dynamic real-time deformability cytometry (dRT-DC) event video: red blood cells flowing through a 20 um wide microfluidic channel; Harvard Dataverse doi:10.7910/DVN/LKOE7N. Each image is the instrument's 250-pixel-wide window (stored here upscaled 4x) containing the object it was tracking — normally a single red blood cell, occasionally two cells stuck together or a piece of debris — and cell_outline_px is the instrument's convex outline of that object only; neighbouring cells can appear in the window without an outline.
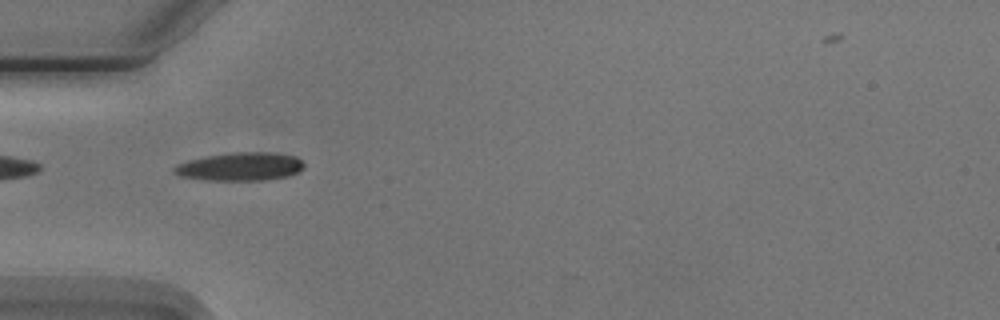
{"species": "Egyptian fruit bat (a non-hibernating species)", "species_latin": "Rousettus aegyptiacus", "temperature_condition": "cold", "stored_images_in_passage": 6, "camera_frame_rate_fps": 3000, "um_per_image_px": 0.085, "animal": {"sex": "male"}, "frame": {"image": 1, "passage_image": 5, "time_ms": 4.667, "image_size_px": [1000, 320], "cell_outline_px": [[304, 168], [288, 176], [264, 180], [204, 180], [180, 176], [172, 172], [172, 168], [176, 164], [188, 160], [208, 156], [236, 152], [272, 152], [296, 156], [304, 164]], "centroid_in_image_um": [20.4, 14.16], "position_along_channel_um": 64.6, "area_um2": 21.39}}
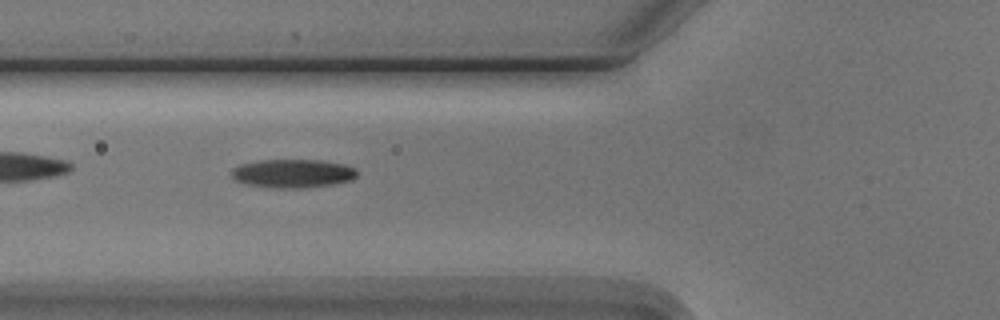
{"frame": {"image": 2, "passage_image": 6, "time_ms": 5.667, "image_size_px": [1000, 320], "cell_outline_px": [[356, 176], [352, 180], [336, 184], [304, 188], [276, 188], [248, 184], [236, 180], [232, 176], [232, 168], [240, 164], [260, 160], [320, 160], [344, 164], [356, 168]], "centroid_in_image_um": [24.92, 14.74], "position_along_channel_um": 100.9, "area_um2": 20.92}}